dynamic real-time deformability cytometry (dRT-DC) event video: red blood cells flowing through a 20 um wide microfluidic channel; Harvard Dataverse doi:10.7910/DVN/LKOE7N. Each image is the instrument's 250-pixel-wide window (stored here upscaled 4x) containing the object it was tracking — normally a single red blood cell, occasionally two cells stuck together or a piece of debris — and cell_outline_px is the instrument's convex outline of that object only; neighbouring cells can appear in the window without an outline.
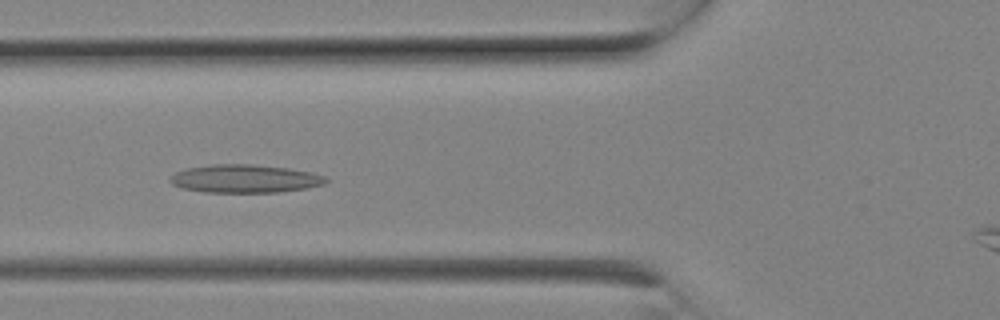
{"species": "Egyptian fruit bat (a non-hibernating species)", "species_latin": "Rousettus aegyptiacus", "temperature_condition": "room temperature", "stored_images_in_passage": 7, "camera_frame_rate_fps": 3000, "um_per_image_px": 0.085, "animal": {"sex": "female"}, "frame": {"image": 1, "passage_image": 6, "time_ms": 1.667, "image_size_px": [1000, 320], "cell_outline_px": [[328, 180], [324, 184], [308, 188], [276, 192], [204, 192], [184, 188], [172, 184], [168, 180], [176, 172], [188, 168], [212, 164], [252, 164], [288, 168], [312, 172], [324, 176]], "centroid_in_image_um": [20.83, 15.18], "position_along_channel_um": 105.0, "area_um2": 25.43}}
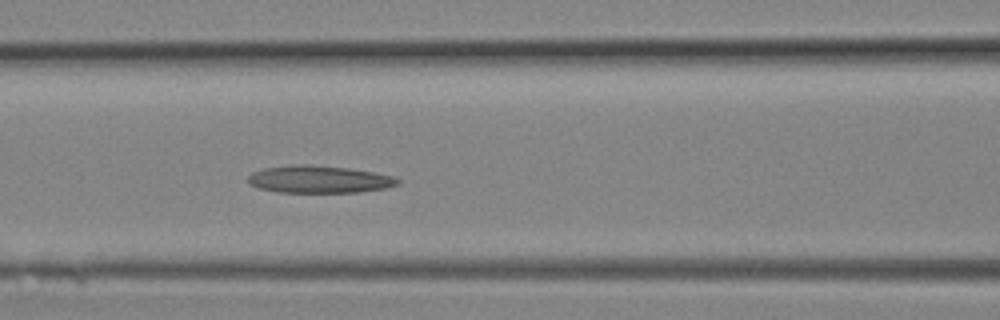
{"frame": {"image": 2, "passage_image": 7, "time_ms": 2.0, "image_size_px": [1000, 320], "cell_outline_px": [[400, 184], [384, 188], [356, 192], [276, 192], [256, 188], [248, 184], [248, 176], [252, 172], [264, 168], [288, 164], [308, 164], [348, 168], [396, 176], [400, 180]], "centroid_in_image_um": [27.08, 15.23], "position_along_channel_um": 139.5, "area_um2": 24.1}}